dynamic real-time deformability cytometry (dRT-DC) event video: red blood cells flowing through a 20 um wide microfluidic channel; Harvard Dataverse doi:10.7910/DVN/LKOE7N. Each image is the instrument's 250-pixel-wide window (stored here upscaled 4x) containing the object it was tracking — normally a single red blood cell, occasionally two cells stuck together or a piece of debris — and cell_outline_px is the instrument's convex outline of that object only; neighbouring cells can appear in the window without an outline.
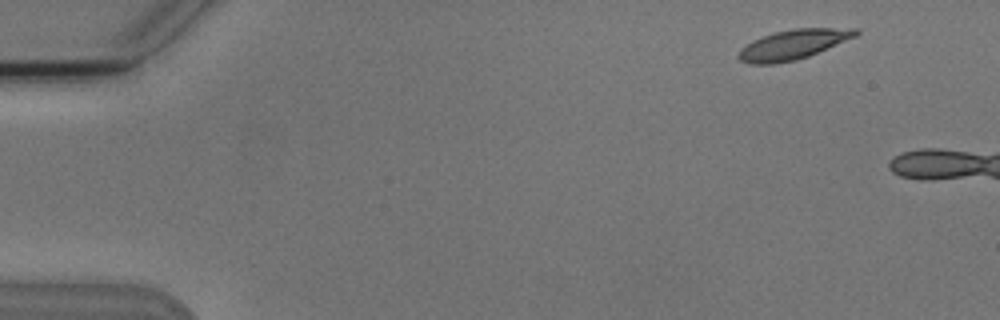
{"species": "Egyptian fruit bat (a non-hibernating species)", "species_latin": "Rousettus aegyptiacus", "temperature_condition": "cold", "stored_images_in_passage": 5, "camera_frame_rate_fps": 3000, "um_per_image_px": 0.085, "animal": {"sex": "male"}, "frame": {"image": 1, "passage_image": 2, "time_ms": 1.333, "image_size_px": [1000, 320], "cell_outline_px": [[860, 32], [856, 36], [808, 56], [796, 60], [776, 64], [752, 64], [740, 60], [736, 56], [740, 48], [752, 40], [776, 32], [792, 28], [856, 28]], "centroid_in_image_um": [67.38, 3.79], "position_along_channel_um": 17.6, "area_um2": 20.23}}